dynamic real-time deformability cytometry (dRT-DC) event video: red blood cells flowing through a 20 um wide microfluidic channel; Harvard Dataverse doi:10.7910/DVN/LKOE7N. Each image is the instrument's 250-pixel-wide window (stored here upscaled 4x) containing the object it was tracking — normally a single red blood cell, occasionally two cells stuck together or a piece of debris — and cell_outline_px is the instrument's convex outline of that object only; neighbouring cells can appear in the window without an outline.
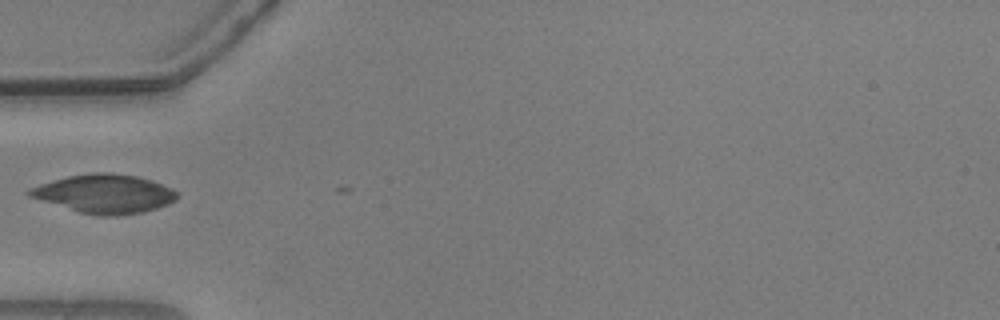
{"species": "common noctule bat (a hibernating species)", "species_latin": "Nyctalus noctula", "temperature_condition": "warm", "stored_images_in_passage": 4, "camera_frame_rate_fps": 3000, "um_per_image_px": 0.085, "animal": {"sex": "male", "body_mass_g": 20.5, "forearm_length_mm": 52.5}, "frame": {"image": 1, "passage_image": 1, "time_ms": 0.0, "image_size_px": [1000, 320], "cell_outline_px": [[176, 200], [168, 204], [144, 212], [116, 216], [104, 216], [80, 212], [28, 196], [24, 192], [28, 188], [52, 180], [68, 176], [92, 172], [108, 172], [136, 176], [152, 180], [172, 188], [176, 192]], "centroid_in_image_um": [8.87, 16.46], "position_along_channel_um": 76.1, "area_um2": 33.23}}